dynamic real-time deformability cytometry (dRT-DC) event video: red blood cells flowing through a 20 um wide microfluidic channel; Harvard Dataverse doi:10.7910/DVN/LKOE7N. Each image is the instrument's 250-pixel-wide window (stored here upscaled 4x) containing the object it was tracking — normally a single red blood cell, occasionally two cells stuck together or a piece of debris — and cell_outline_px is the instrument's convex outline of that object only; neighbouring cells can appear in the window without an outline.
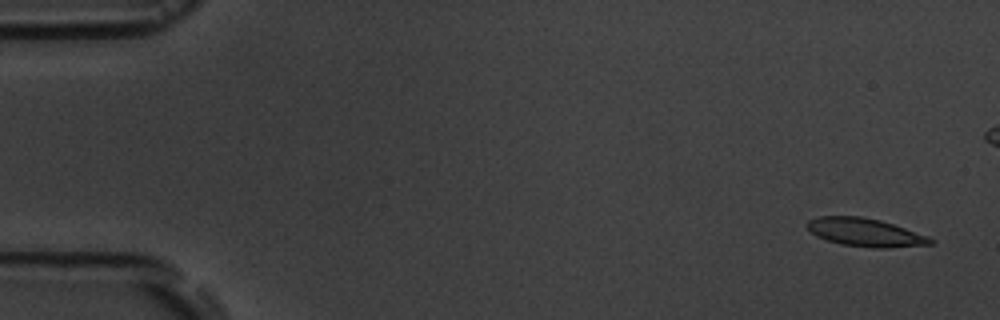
{"species": "common noctule bat (a hibernating species)", "species_latin": "Nyctalus noctula", "temperature_condition": "room temperature", "stored_images_in_passage": 6, "camera_frame_rate_fps": 3000, "um_per_image_px": 0.085, "animal": {"sex": "male", "body_mass_g": 19.5, "forearm_length_mm": 54.6}, "frame": {"image": 1, "passage_image": 1, "time_ms": 0.0, "image_size_px": [1000, 320], "cell_outline_px": [[936, 240], [932, 244], [888, 248], [872, 248], [840, 244], [816, 236], [804, 224], [808, 220], [820, 216], [860, 216], [880, 220], [928, 236]], "centroid_in_image_um": [73.53, 19.75], "position_along_channel_um": 11.5, "area_um2": 20.23}}